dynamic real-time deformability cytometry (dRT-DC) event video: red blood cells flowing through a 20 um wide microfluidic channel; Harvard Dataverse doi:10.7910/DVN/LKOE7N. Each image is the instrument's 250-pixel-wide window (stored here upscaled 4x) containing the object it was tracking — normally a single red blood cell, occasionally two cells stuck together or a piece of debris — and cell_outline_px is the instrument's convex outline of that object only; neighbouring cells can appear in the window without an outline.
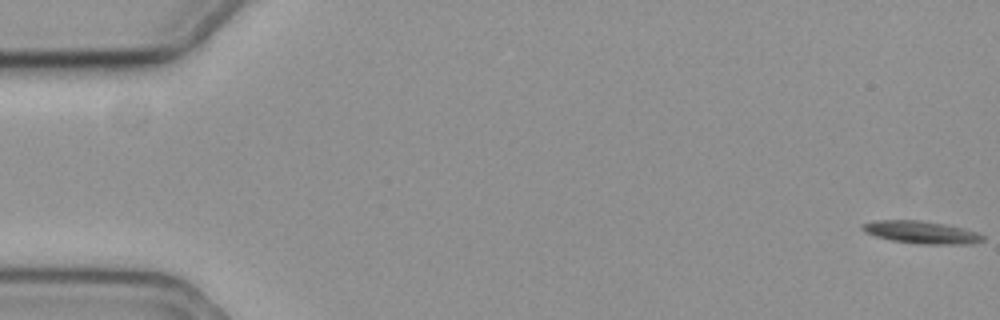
{"species": "common noctule bat (a hibernating species)", "species_latin": "Nyctalus noctula", "temperature_condition": "cold", "stored_images_in_passage": 23, "camera_frame_rate_fps": 3000, "um_per_image_px": 0.085, "animal": {"sex": "female", "body_mass_g": 19.3, "forearm_length_mm": 54.1}, "frame": {"image": 1, "passage_image": 1, "time_ms": 0.0, "image_size_px": [1000, 320], "cell_outline_px": [[984, 240], [972, 244], [916, 244], [892, 240], [876, 236], [864, 232], [860, 228], [860, 224], [876, 220], [916, 220], [944, 224], [964, 228], [976, 232], [984, 236]], "centroid_in_image_um": [78.29, 19.75], "position_along_channel_um": 6.7, "area_um2": 15.84}}
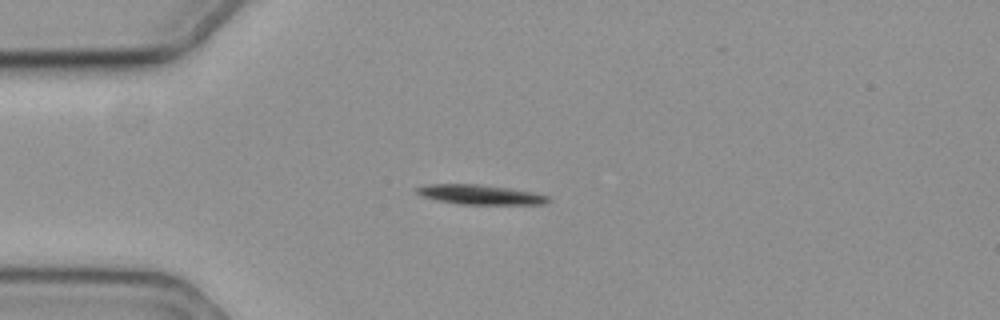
{"frame": {"image": 2, "passage_image": 16, "time_ms": 5.0, "image_size_px": [1000, 320], "cell_outline_px": [[552, 200], [544, 204], [460, 204], [436, 200], [420, 196], [412, 188], [424, 184], [480, 184], [512, 188], [536, 192], [548, 196]], "centroid_in_image_um": [40.79, 16.53], "position_along_channel_um": 44.2, "area_um2": 15.43}}
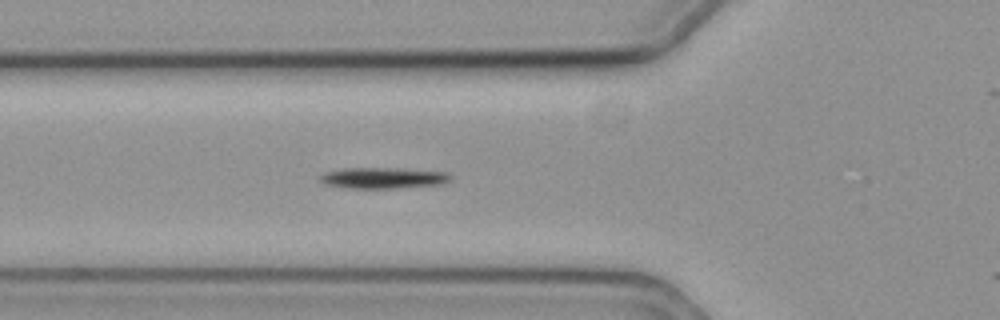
{"frame": {"image": 3, "passage_image": 22, "time_ms": 7.0, "image_size_px": [1000, 320], "cell_outline_px": [[452, 180], [444, 184], [396, 188], [344, 188], [324, 184], [316, 180], [316, 176], [324, 172], [344, 168], [400, 168], [448, 172], [452, 176]], "centroid_in_image_um": [32.53, 15.12], "position_along_channel_um": 93.3, "area_um2": 16.47}}